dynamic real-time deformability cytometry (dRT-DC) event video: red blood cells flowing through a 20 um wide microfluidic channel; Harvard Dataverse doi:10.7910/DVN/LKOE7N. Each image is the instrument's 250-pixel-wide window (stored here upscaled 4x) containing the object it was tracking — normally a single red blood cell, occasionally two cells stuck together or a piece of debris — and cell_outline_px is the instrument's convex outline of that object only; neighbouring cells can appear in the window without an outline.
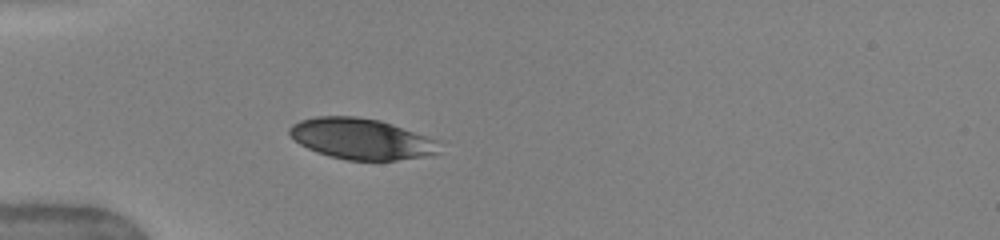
{"species": "human", "species_latin": "Homo sapiens", "temperature_condition": "warm", "stored_images_in_passage": 36, "camera_frame_rate_fps": 3000, "um_per_image_px": 0.085, "donor": {"sex": "female"}, "frame": {"image": 1, "passage_image": 1, "time_ms": 0.0, "image_size_px": [1000, 240], "cell_outline_px": [[440, 152], [424, 156], [396, 160], [348, 160], [328, 156], [316, 152], [300, 144], [288, 132], [288, 128], [292, 124], [300, 120], [316, 116], [356, 116], [380, 120], [440, 140]], "centroid_in_image_um": [30.72, 11.8], "position_along_channel_um": 54.3, "area_um2": 35.84}}
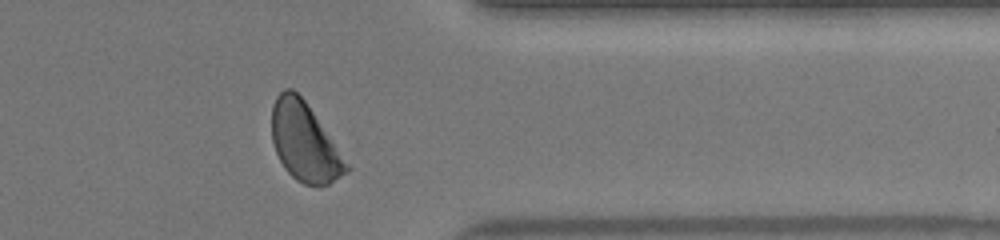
{"frame": {"image": 2, "passage_image": 27, "time_ms": 8.667, "image_size_px": [1000, 240], "cell_outline_px": [[352, 168], [348, 172], [328, 184], [320, 188], [316, 188], [304, 184], [296, 180], [284, 168], [276, 152], [272, 140], [272, 104], [276, 96], [284, 88], [292, 88], [304, 100]], "centroid_in_image_um": [25.89, 12.11], "position_along_channel_um": 385.5, "area_um2": 34.1}}
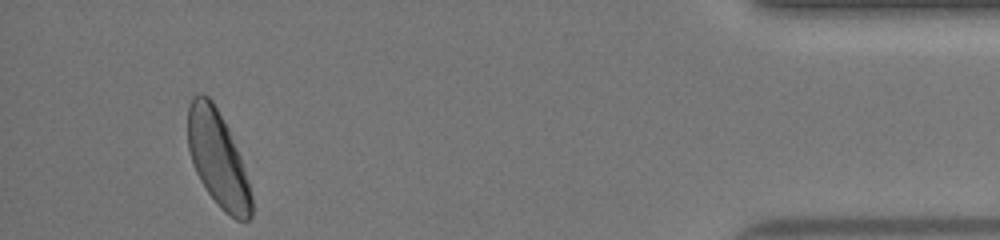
{"frame": {"image": 3, "passage_image": 33, "time_ms": 10.667, "image_size_px": [1000, 240], "cell_outline_px": [[252, 216], [248, 220], [236, 220], [224, 212], [216, 204], [200, 180], [196, 172], [188, 148], [188, 108], [192, 96], [200, 92], [208, 96], [212, 100], [228, 128], [240, 156], [248, 180], [252, 196]], "centroid_in_image_um": [18.51, 13.51], "position_along_channel_um": 416.7, "area_um2": 35.37}, "authors_computed_cell_mechanics": {"area_um2": 37.281, "velocity_mm_per_s": 4.0381, "shape_relaxation_time_tau1_ms": 2.6495, "shape_relaxation_time_tau2_ms": null, "deformation_change_tau1": 0.1384, "deformation_change_tau2": null}}